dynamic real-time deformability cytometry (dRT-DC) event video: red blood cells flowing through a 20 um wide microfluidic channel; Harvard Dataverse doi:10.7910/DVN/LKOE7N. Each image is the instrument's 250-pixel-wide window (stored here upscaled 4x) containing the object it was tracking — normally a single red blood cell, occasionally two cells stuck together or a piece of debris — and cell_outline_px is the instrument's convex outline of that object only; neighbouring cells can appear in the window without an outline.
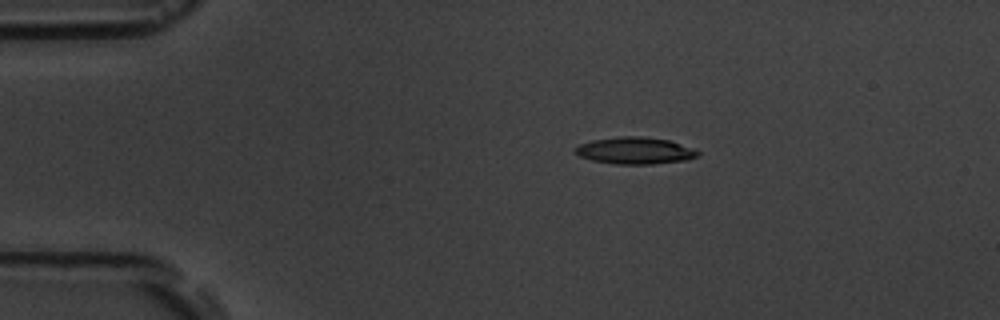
{"species": "common noctule bat (a hibernating species)", "species_latin": "Nyctalus noctula", "temperature_condition": "room temperature", "stored_images_in_passage": 10, "camera_frame_rate_fps": 3000, "um_per_image_px": 0.085, "animal": {"sex": "male", "body_mass_g": 19.5, "forearm_length_mm": 54.6}, "frame": {"image": 1, "passage_image": 4, "time_ms": 3.333, "image_size_px": [1000, 320], "cell_outline_px": [[700, 156], [688, 160], [652, 164], [616, 164], [592, 160], [580, 156], [572, 152], [572, 148], [580, 144], [592, 140], [620, 136], [640, 136], [668, 140], [692, 148], [700, 152]], "centroid_in_image_um": [53.95, 12.81], "position_along_channel_um": 31.0, "area_um2": 19.31}}
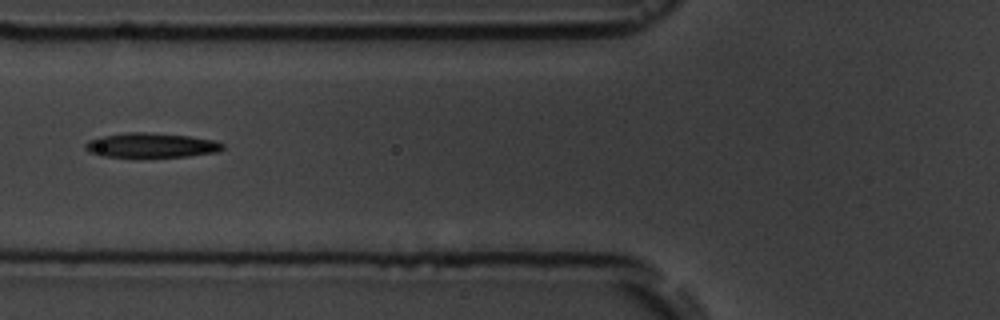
{"frame": {"image": 2, "passage_image": 7, "time_ms": 7.0, "image_size_px": [1000, 320], "cell_outline_px": [[224, 148], [216, 152], [188, 156], [100, 156], [88, 152], [84, 148], [84, 144], [88, 140], [100, 136], [128, 132], [144, 132], [188, 136], [216, 140], [224, 144]], "centroid_in_image_um": [12.82, 12.33], "position_along_channel_um": 113.0, "area_um2": 19.54}}
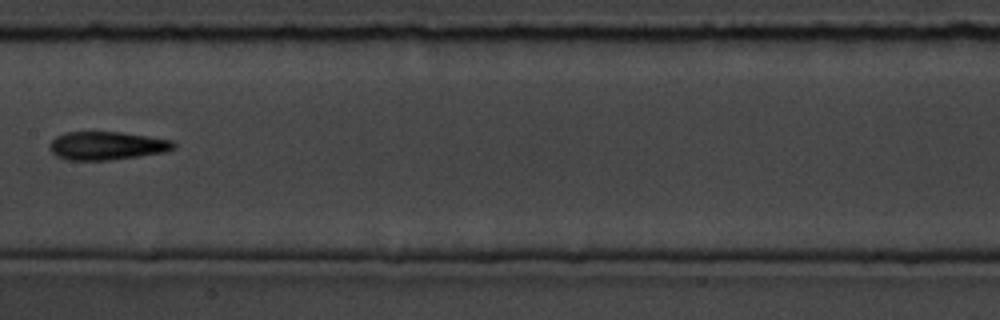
{"frame": {"image": 3, "passage_image": 9, "time_ms": 9.333, "image_size_px": [1000, 320], "cell_outline_px": [[176, 148], [164, 152], [108, 160], [68, 160], [56, 156], [48, 148], [48, 144], [56, 136], [64, 132], [120, 132], [148, 136], [172, 140], [176, 144]], "centroid_in_image_um": [9.05, 12.38], "position_along_channel_um": 198.4, "area_um2": 20.46}}